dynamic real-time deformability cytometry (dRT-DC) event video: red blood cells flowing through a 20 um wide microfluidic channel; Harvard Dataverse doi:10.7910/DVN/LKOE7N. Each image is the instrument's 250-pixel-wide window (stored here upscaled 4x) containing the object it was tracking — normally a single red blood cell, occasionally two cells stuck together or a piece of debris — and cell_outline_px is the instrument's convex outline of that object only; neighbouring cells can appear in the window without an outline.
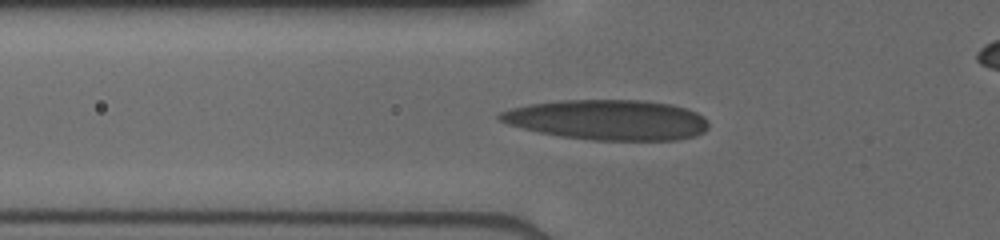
{"species": "human", "species_latin": "Homo sapiens", "temperature_condition": "cold", "stored_images_in_passage": 29, "camera_frame_rate_fps": 3000, "um_per_image_px": 0.085, "donor": {"sex": "male"}, "frame": {"image": 1, "passage_image": 9, "time_ms": 4.0, "image_size_px": [1000, 240], "cell_outline_px": [[708, 128], [704, 132], [696, 136], [676, 140], [592, 140], [560, 136], [540, 132], [508, 124], [500, 120], [496, 116], [500, 112], [512, 108], [532, 104], [560, 100], [644, 100], [672, 104], [688, 108], [704, 116], [708, 120]], "centroid_in_image_um": [51.72, 10.18], "position_along_channel_um": 74.1, "area_um2": 49.01}}
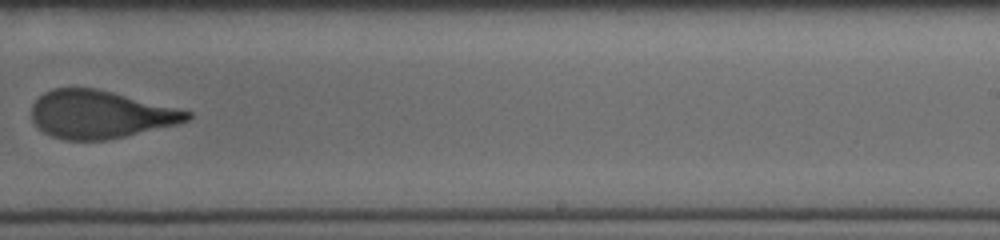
{"frame": {"image": 2, "passage_image": 19, "time_ms": 9.0, "image_size_px": [1000, 240], "cell_outline_px": [[192, 116], [188, 120], [180, 124], [124, 136], [104, 140], [64, 140], [52, 136], [44, 132], [32, 120], [32, 104], [44, 92], [52, 88], [96, 88], [192, 112]], "centroid_in_image_um": [8.5, 9.73], "position_along_channel_um": 280.5, "area_um2": 43.06}}
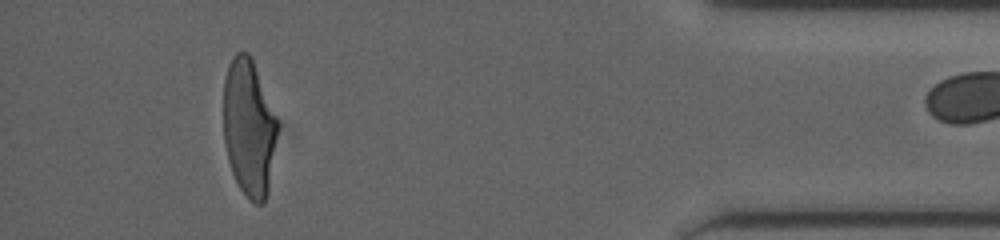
{"frame": {"image": 3, "passage_image": 28, "time_ms": 13.333, "image_size_px": [1000, 240], "cell_outline_px": [[276, 136], [268, 192], [264, 204], [256, 204], [240, 188], [232, 172], [228, 160], [224, 140], [224, 80], [228, 64], [232, 56], [236, 52], [248, 52], [252, 60], [276, 120]], "centroid_in_image_um": [21.12, 10.86], "position_along_channel_um": 414.1, "area_um2": 42.08}}